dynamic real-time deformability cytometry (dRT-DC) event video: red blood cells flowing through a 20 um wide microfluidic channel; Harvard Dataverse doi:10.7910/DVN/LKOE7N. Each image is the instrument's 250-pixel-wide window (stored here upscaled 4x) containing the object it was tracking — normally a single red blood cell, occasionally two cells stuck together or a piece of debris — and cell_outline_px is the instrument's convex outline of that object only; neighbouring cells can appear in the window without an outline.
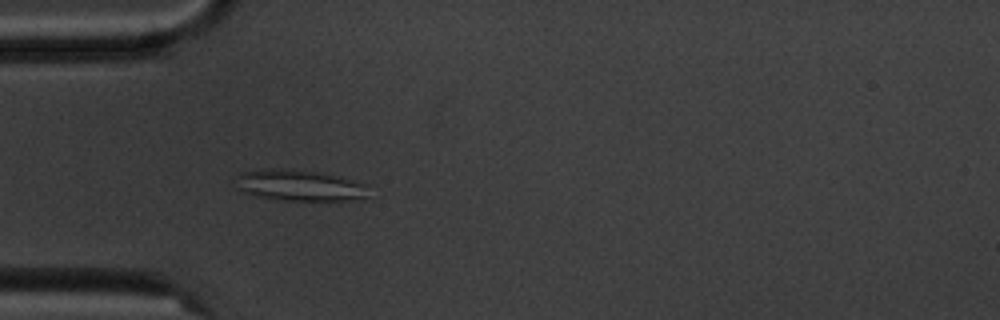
{"species": "common noctule bat (a hibernating species)", "species_latin": "Nyctalus noctula", "temperature_condition": "cold", "stored_images_in_passage": 5, "camera_frame_rate_fps": 3000, "um_per_image_px": 0.085, "animal": {"sex": "male", "body_mass_g": 20.1, "forearm_length_mm": 53.5}, "frame": {"image": 1, "passage_image": 4, "time_ms": 3.333, "image_size_px": [1000, 320], "cell_outline_px": [[368, 196], [348, 200], [284, 200], [256, 196], [244, 192], [236, 188], [240, 172], [272, 168], [292, 168], [324, 172], [364, 184]], "centroid_in_image_um": [25.41, 15.73], "position_along_channel_um": 59.6, "area_um2": 23.93}}
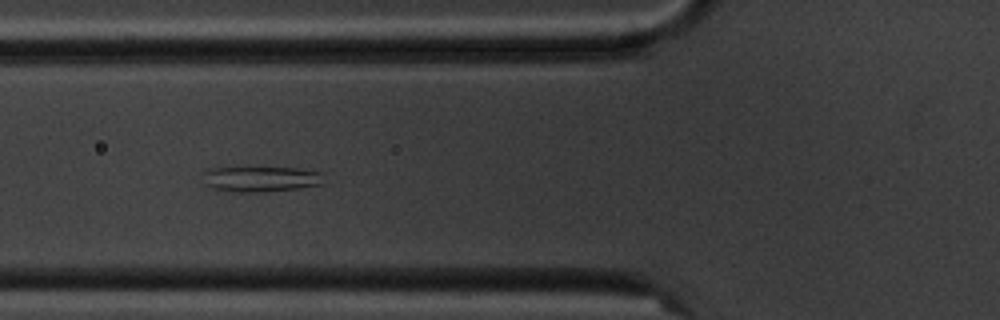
{"frame": {"image": 2, "passage_image": 5, "time_ms": 4.667, "image_size_px": [1000, 320], "cell_outline_px": [[324, 184], [300, 188], [260, 192], [236, 192], [212, 188], [204, 184], [204, 168], [244, 164], [248, 164], [300, 168], [324, 172]], "centroid_in_image_um": [22.15, 15.14], "position_along_channel_um": 103.7, "area_um2": 19.59}}